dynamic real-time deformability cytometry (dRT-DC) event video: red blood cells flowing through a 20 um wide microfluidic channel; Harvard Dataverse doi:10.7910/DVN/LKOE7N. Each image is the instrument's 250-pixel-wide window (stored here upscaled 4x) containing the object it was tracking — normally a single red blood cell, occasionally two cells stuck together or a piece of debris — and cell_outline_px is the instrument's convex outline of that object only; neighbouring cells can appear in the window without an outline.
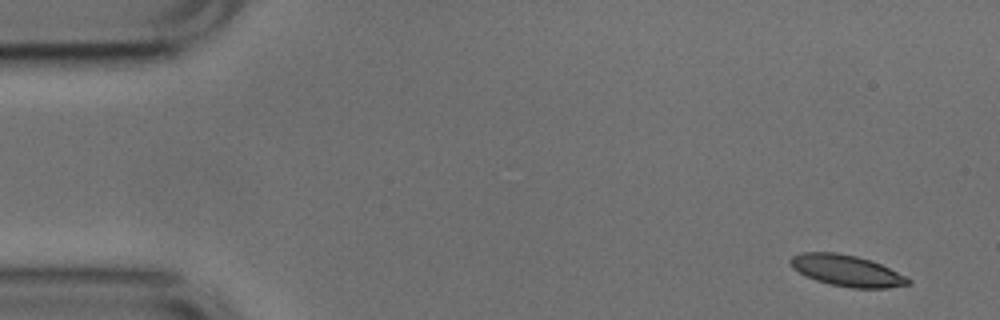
{"species": "common noctule bat (a hibernating species)", "species_latin": "Nyctalus noctula", "temperature_condition": "cold", "stored_images_in_passage": 52, "camera_frame_rate_fps": 3000, "um_per_image_px": 0.085, "animal": {"sex": "male", "body_mass_g": 17.9, "forearm_length_mm": 54.2}, "frame": {"image": 1, "passage_image": 1, "time_ms": 0.0, "image_size_px": [1000, 320], "cell_outline_px": [[912, 284], [888, 288], [852, 288], [828, 284], [804, 276], [792, 268], [788, 260], [792, 256], [804, 252], [836, 252], [856, 256], [872, 260], [912, 280]], "centroid_in_image_um": [71.94, 23.01], "position_along_channel_um": 13.1, "area_um2": 21.56}}
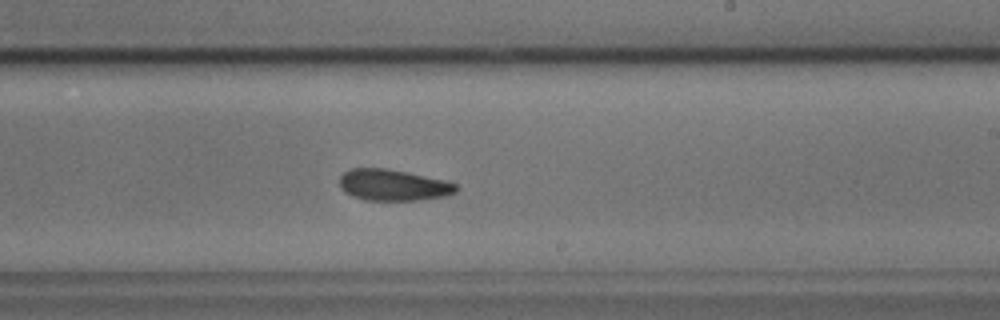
{"frame": {"image": 2, "passage_image": 29, "time_ms": 9.333, "image_size_px": [1000, 320], "cell_outline_px": [[456, 192], [444, 196], [416, 200], [364, 200], [352, 196], [344, 192], [340, 188], [340, 176], [348, 168], [384, 168], [408, 172], [444, 180], [456, 184]], "centroid_in_image_um": [33.36, 15.72], "position_along_channel_um": 255.6, "area_um2": 21.21}}
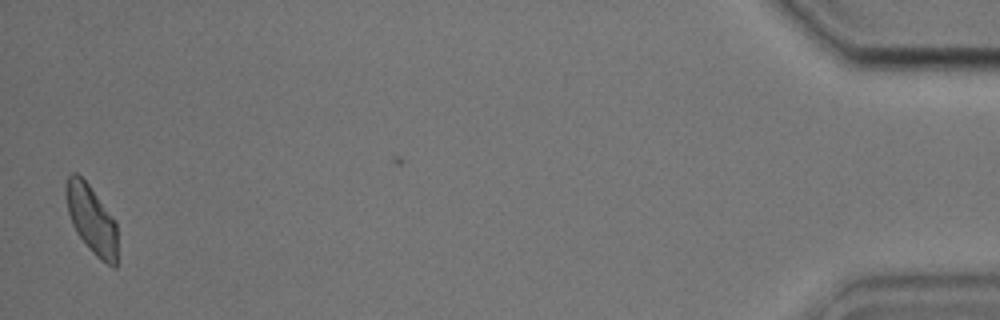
{"frame": {"image": 3, "passage_image": 50, "time_ms": 16.333, "image_size_px": [1000, 320], "cell_outline_px": [[116, 268], [112, 268], [100, 260], [92, 252], [76, 232], [72, 224], [68, 212], [64, 192], [64, 184], [68, 176], [72, 172], [76, 172], [88, 184], [116, 220]], "centroid_in_image_um": [7.76, 18.63], "position_along_channel_um": 427.4, "area_um2": 20.63}, "authors_computed_cell_mechanics": {"area_um2": 21.4727, "velocity_mm_per_s": 3.7512, "shape_relaxation_time_tau1_ms": 5.4981, "shape_relaxation_time_tau2_ms": 2.6759, "deformation_change_tau1": 0.1147, "deformation_change_tau2": 0.0788}}